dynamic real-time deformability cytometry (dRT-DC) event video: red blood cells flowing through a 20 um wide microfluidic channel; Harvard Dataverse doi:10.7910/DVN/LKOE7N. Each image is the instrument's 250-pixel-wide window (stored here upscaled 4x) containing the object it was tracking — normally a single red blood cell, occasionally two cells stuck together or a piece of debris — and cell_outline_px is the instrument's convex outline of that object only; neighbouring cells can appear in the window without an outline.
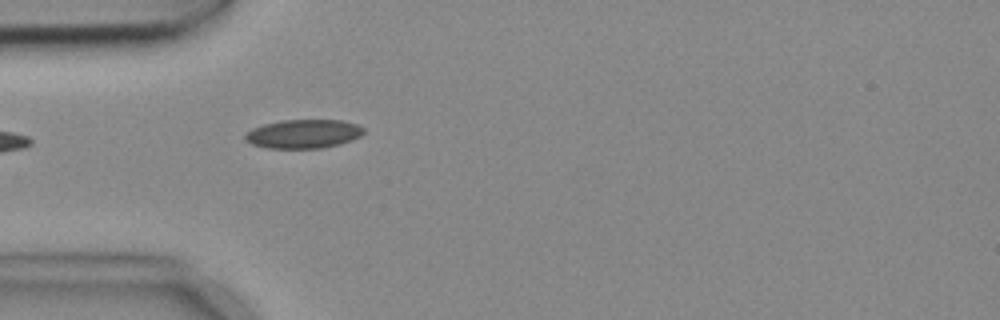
{"species": "common noctule bat (a hibernating species)", "species_latin": "Nyctalus noctula", "temperature_condition": "cold", "stored_images_in_passage": 5, "camera_frame_rate_fps": 3000, "um_per_image_px": 0.085, "animal": {"sex": "female", "body_mass_g": 18.4}, "frame": {"image": 1, "passage_image": 5, "time_ms": 1.333, "image_size_px": [1000, 320], "cell_outline_px": [[364, 132], [360, 136], [352, 140], [320, 148], [268, 148], [252, 144], [244, 140], [244, 132], [252, 128], [264, 124], [280, 120], [340, 120], [356, 124], [364, 128]], "centroid_in_image_um": [25.74, 11.37], "position_along_channel_um": 59.3, "area_um2": 19.88}}